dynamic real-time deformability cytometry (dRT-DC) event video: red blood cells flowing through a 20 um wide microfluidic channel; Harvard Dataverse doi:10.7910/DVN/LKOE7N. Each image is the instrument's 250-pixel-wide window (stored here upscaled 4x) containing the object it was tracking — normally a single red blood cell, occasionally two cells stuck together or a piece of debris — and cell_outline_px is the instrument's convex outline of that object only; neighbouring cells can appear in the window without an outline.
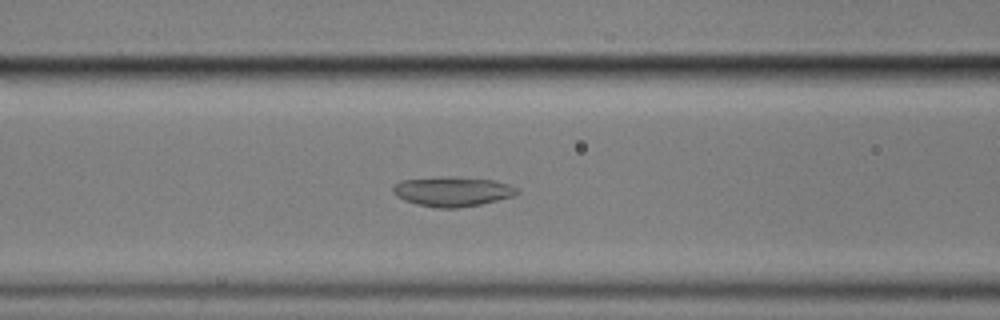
{"species": "common noctule bat (a hibernating species)", "species_latin": "Nyctalus noctula", "temperature_condition": "cold", "stored_images_in_passage": 56, "camera_frame_rate_fps": 3000, "um_per_image_px": 0.085, "animal": {"sex": "male", "body_mass_g": 17.9}, "frame": {"image": 1, "passage_image": 20, "time_ms": 6.333, "image_size_px": [1000, 320], "cell_outline_px": [[520, 192], [516, 196], [480, 204], [456, 208], [436, 208], [416, 204], [404, 200], [396, 196], [392, 192], [392, 184], [400, 180], [440, 176], [460, 176], [496, 180], [520, 188]], "centroid_in_image_um": [38.47, 16.25], "position_along_channel_um": 128.1, "area_um2": 22.14}}
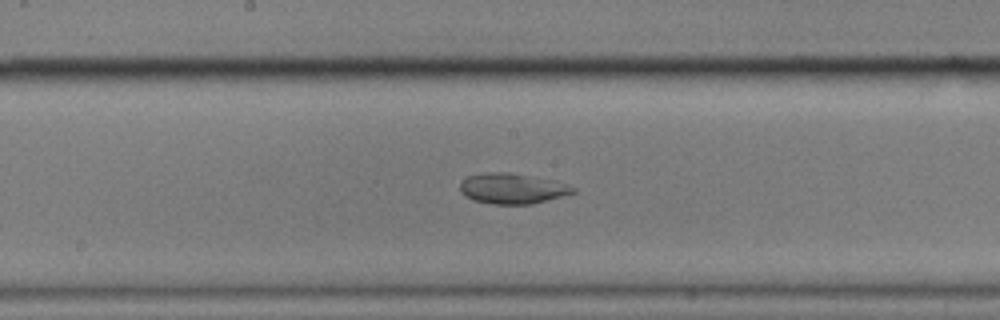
{"frame": {"image": 2, "passage_image": 27, "time_ms": 8.667, "image_size_px": [1000, 320], "cell_outline_px": [[576, 192], [532, 204], [492, 204], [472, 200], [464, 196], [460, 192], [460, 180], [468, 176], [488, 172], [508, 172], [548, 180], [564, 184], [576, 188]], "centroid_in_image_um": [43.46, 16.04], "position_along_channel_um": 204.7, "area_um2": 19.83}}
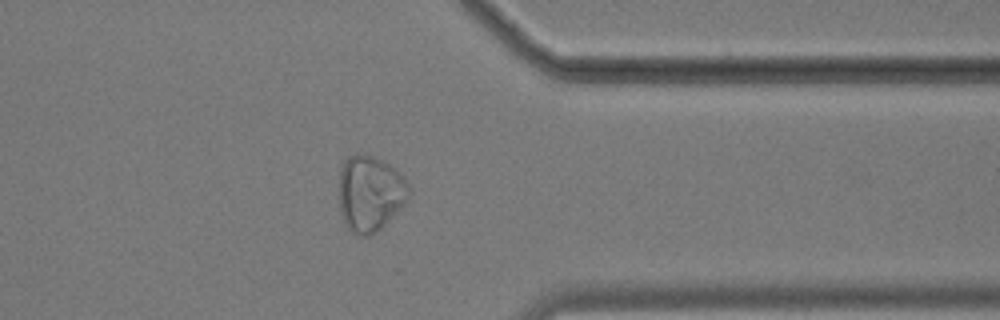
{"frame": {"image": 3, "passage_image": 44, "time_ms": 14.333, "image_size_px": [1000, 320], "cell_outline_px": [[412, 192], [408, 200], [376, 232], [368, 236], [356, 236], [344, 224], [340, 212], [340, 164], [348, 156], [364, 152], [384, 160], [396, 168], [404, 176]], "centroid_in_image_um": [31.46, 16.4], "position_along_channel_um": 379.9, "area_um2": 31.44}}